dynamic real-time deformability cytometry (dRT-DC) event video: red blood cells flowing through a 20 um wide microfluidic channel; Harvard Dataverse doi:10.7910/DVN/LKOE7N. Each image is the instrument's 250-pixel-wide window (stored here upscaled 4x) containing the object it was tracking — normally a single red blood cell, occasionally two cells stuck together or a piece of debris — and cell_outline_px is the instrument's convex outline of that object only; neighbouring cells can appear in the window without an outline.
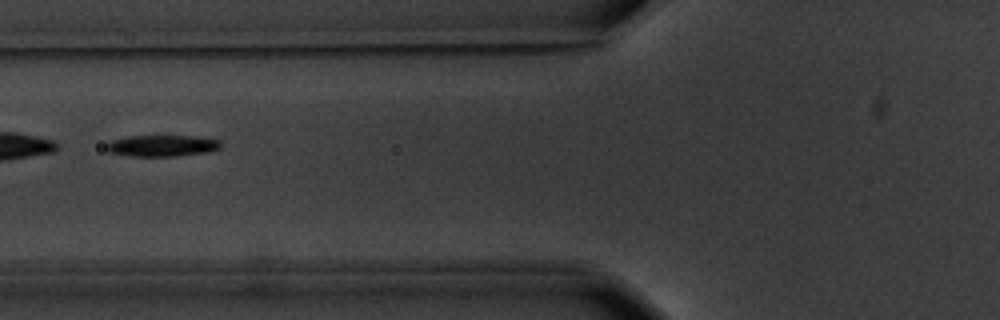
{"species": "common noctule bat (a hibernating species)", "species_latin": "Nyctalus noctula", "temperature_condition": "warm", "stored_images_in_passage": 11, "segment_of_instrument_passage": [2, 2], "camera_frame_rate_fps": 3000, "um_per_image_px": 0.085, "animal": {"sex": "male", "body_mass_g": 20.1, "forearm_length_mm": 53.5}, "frame": {"image": 1, "passage_image": 7, "time_ms": 7.667, "image_size_px": [1000, 320], "cell_outline_px": [[220, 148], [208, 152], [176, 156], [132, 156], [108, 152], [104, 148], [104, 144], [112, 140], [128, 136], [200, 136], [220, 140]], "centroid_in_image_um": [13.75, 12.38], "position_along_channel_um": 112.1, "area_um2": 14.39}}